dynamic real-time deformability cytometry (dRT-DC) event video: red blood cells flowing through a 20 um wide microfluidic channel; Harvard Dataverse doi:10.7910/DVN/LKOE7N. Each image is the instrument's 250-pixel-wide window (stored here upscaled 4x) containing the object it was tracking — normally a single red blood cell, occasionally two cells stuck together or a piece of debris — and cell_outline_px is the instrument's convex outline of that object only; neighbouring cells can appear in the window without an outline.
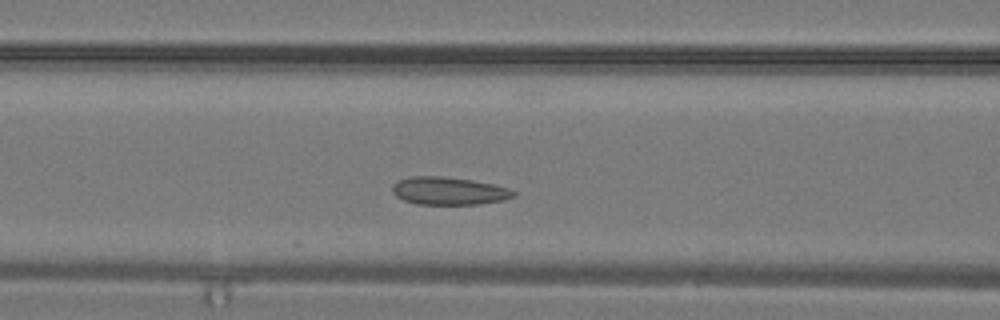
{"species": "common noctule bat (a hibernating species)", "species_latin": "Nyctalus noctula", "temperature_condition": "warm", "stored_images_in_passage": 25, "camera_frame_rate_fps": 3000, "um_per_image_px": 0.085, "animal": {"sex": "male", "body_mass_g": 19.2, "forearm_length_mm": 51.8}, "frame": {"image": 1, "passage_image": 8, "time_ms": 2.333, "image_size_px": [1000, 320], "cell_outline_px": [[516, 196], [504, 200], [480, 204], [416, 204], [404, 200], [396, 196], [392, 192], [392, 184], [396, 180], [408, 176], [444, 176], [472, 180], [492, 184], [508, 188], [516, 192]], "centroid_in_image_um": [38.12, 16.22], "position_along_channel_um": 128.5, "area_um2": 19.83}}
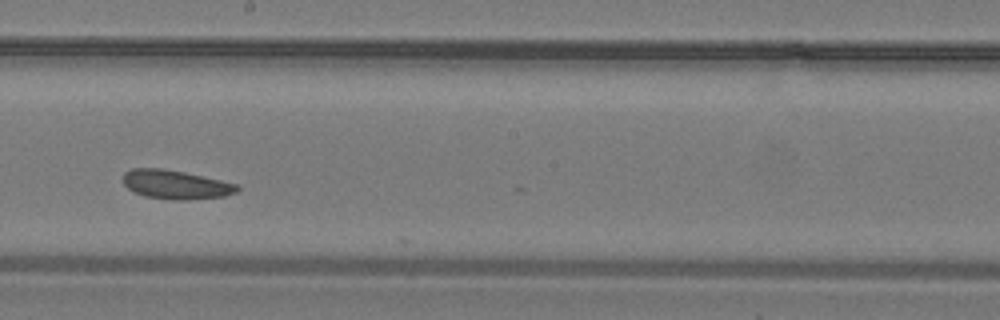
{"frame": {"image": 2, "passage_image": 13, "time_ms": 4.0, "image_size_px": [1000, 320], "cell_outline_px": [[240, 188], [236, 192], [224, 196], [188, 200], [176, 200], [144, 196], [128, 188], [124, 184], [124, 172], [132, 168], [164, 168], [184, 172], [220, 180], [236, 184]], "centroid_in_image_um": [14.92, 15.68], "position_along_channel_um": 233.3, "area_um2": 19.07}}
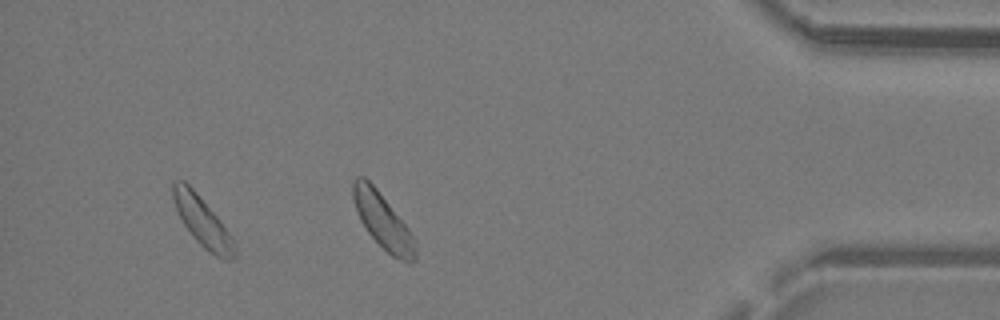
{"frame": {"image": 3, "passage_image": 23, "time_ms": 7.333, "image_size_px": [1000, 320], "cell_outline_px": [[236, 256], [232, 260], [224, 260], [216, 256], [204, 248], [192, 236], [184, 224], [176, 208], [172, 196], [172, 180], [184, 180], [192, 188], [220, 220], [232, 236], [236, 252]], "centroid_in_image_um": [17.21, 18.85], "position_along_channel_um": 418.0, "area_um2": 17.51}}